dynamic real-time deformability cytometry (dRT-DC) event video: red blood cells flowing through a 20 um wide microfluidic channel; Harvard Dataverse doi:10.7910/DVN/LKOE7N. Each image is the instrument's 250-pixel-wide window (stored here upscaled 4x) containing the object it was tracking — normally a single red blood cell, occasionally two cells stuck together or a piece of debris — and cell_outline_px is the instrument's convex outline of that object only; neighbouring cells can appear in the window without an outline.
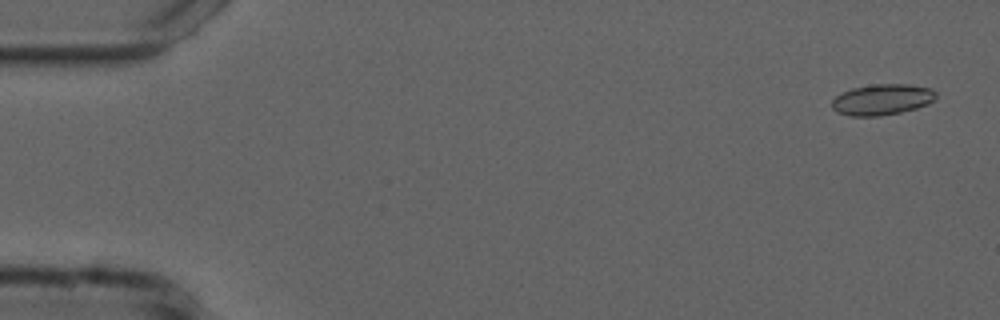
{"species": "common noctule bat (a hibernating species)", "species_latin": "Nyctalus noctula", "temperature_condition": "cold", "stored_images_in_passage": 55, "camera_frame_rate_fps": 3000, "um_per_image_px": 0.085, "animal": {"sex": "male", "forearm_length_mm": 52.5}, "frame": {"image": 1, "passage_image": 3, "time_ms": 0.667, "image_size_px": [1000, 320], "cell_outline_px": [[936, 96], [928, 104], [916, 108], [900, 112], [880, 116], [848, 116], [836, 112], [832, 108], [832, 100], [836, 96], [852, 88], [872, 84], [908, 84], [932, 88], [936, 92]], "centroid_in_image_um": [74.97, 8.46], "position_along_channel_um": 10.0, "area_um2": 18.79}}
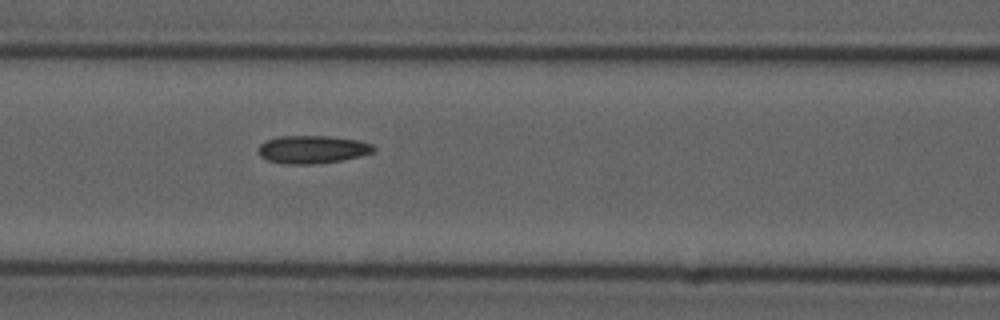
{"frame": {"image": 2, "passage_image": 24, "time_ms": 7.667, "image_size_px": [1000, 320], "cell_outline_px": [[376, 152], [360, 156], [340, 160], [312, 164], [284, 164], [268, 160], [260, 156], [260, 144], [264, 140], [280, 136], [328, 136], [360, 140], [372, 144], [376, 148]], "centroid_in_image_um": [26.59, 12.69], "position_along_channel_um": 140.0, "area_um2": 18.79}}
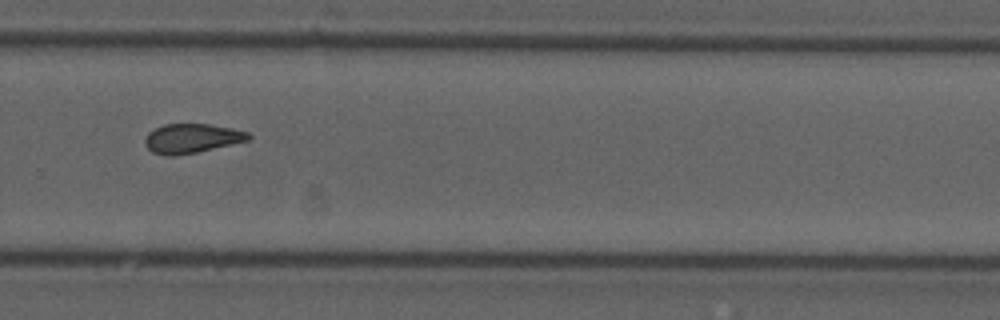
{"frame": {"image": 3, "passage_image": 38, "time_ms": 12.333, "image_size_px": [1000, 320], "cell_outline_px": [[252, 140], [196, 152], [172, 156], [164, 156], [152, 152], [148, 148], [144, 140], [148, 132], [164, 124], [208, 124], [232, 128], [248, 132], [252, 136]], "centroid_in_image_um": [16.32, 11.76], "position_along_channel_um": 313.5, "area_um2": 17.74}, "authors_computed_cell_mechanics": {"area_um2": 18.1492, "velocity_mm_per_s": 3.7266, "shape_relaxation_time_tau1_ms": null, "shape_relaxation_time_tau2_ms": 3.4148, "deformation_change_tau1": null, "deformation_change_tau2": 0.106}}